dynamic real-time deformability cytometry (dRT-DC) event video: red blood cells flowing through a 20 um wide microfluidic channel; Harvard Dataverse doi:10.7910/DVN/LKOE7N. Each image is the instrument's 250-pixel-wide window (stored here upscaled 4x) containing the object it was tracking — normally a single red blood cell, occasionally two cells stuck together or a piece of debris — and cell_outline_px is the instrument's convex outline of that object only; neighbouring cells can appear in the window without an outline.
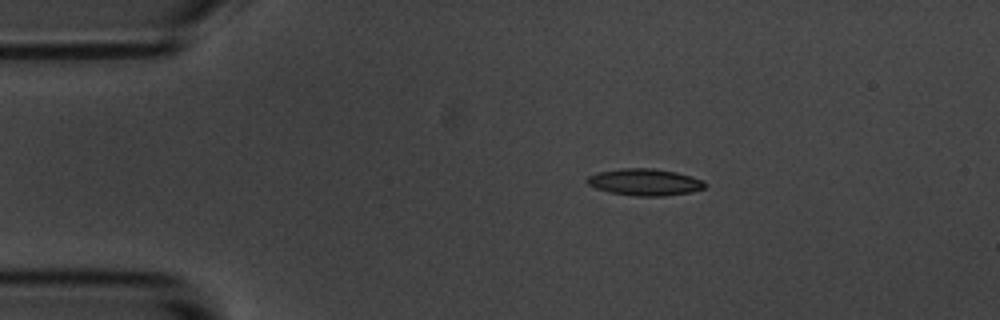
{"species": "common noctule bat (a hibernating species)", "species_latin": "Nyctalus noctula", "temperature_condition": "room temperature", "stored_images_in_passage": 8, "camera_frame_rate_fps": 3000, "um_per_image_px": 0.085, "animal": {"sex": "male", "body_mass_g": 20.1, "forearm_length_mm": 53.5}, "frame": {"image": 1, "passage_image": 1, "time_ms": 0.0, "image_size_px": [1000, 320], "cell_outline_px": [[708, 184], [704, 188], [692, 192], [664, 196], [636, 196], [608, 192], [596, 188], [588, 184], [584, 180], [588, 176], [600, 172], [624, 168], [652, 168], [676, 172], [692, 176], [704, 180]], "centroid_in_image_um": [54.84, 15.48], "position_along_channel_um": 30.2, "area_um2": 18.5}}